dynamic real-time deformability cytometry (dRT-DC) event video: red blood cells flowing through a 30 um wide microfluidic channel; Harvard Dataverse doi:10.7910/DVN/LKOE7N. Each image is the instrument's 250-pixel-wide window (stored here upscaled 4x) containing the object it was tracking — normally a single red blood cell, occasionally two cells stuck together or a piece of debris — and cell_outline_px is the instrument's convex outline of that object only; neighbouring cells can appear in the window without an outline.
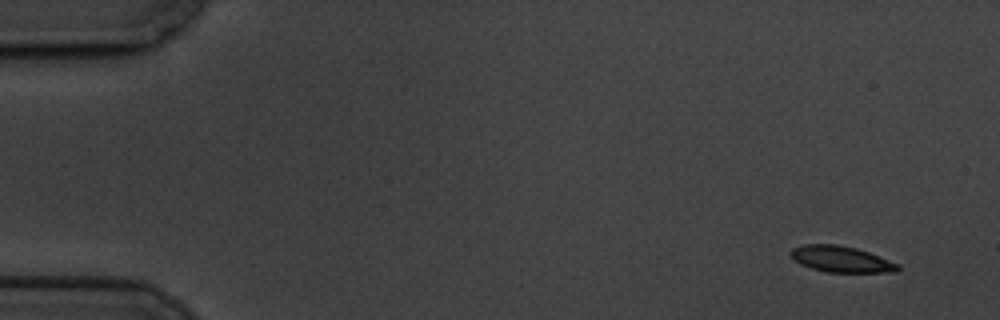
{"species": "common noctule bat (a hibernating species)", "species_latin": "Nyctalus noctula", "temperature_condition": "cold", "stored_images_in_passage": 10, "camera_frame_rate_fps": 3000, "um_per_image_px": 0.085, "animal": {"sex": "male", "body_mass_g": 19.5, "forearm_length_mm": 54.6}, "frame": {"image": 1, "passage_image": 1, "time_ms": 0.0, "image_size_px": [1000, 320], "cell_outline_px": [[900, 268], [896, 272], [828, 272], [812, 268], [800, 264], [788, 252], [792, 248], [804, 244], [836, 244], [856, 248], [868, 252], [900, 264]], "centroid_in_image_um": [71.5, 22.02], "position_along_channel_um": 13.5, "area_um2": 16.24}}
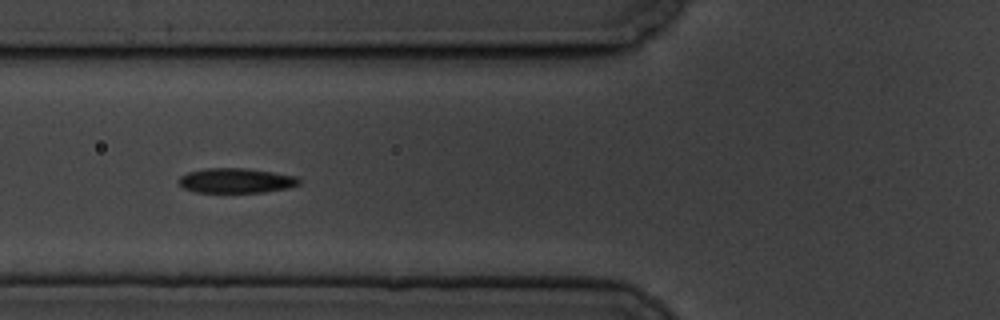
{"frame": {"image": 2, "passage_image": 6, "time_ms": 6.333, "image_size_px": [1000, 320], "cell_outline_px": [[300, 184], [288, 188], [264, 192], [196, 192], [184, 188], [176, 180], [180, 176], [188, 172], [208, 168], [244, 168], [300, 176]], "centroid_in_image_um": [20.09, 15.35], "position_along_channel_um": 105.7, "area_um2": 17.46}}
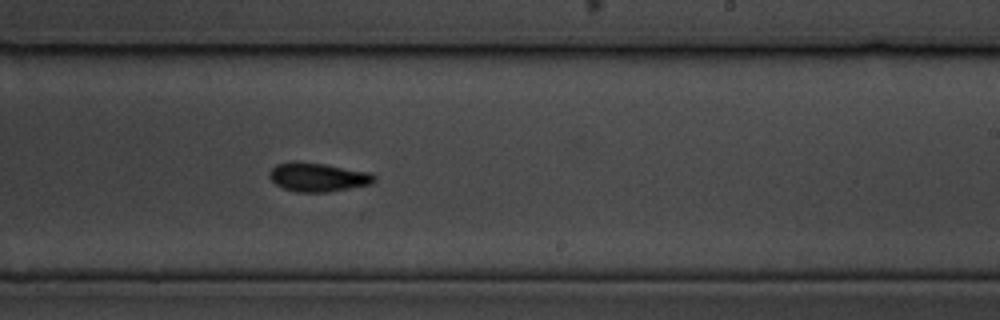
{"frame": {"image": 3, "passage_image": 10, "time_ms": 11.0, "image_size_px": [1000, 320], "cell_outline_px": [[376, 180], [372, 184], [328, 192], [296, 192], [284, 188], [276, 184], [268, 176], [268, 172], [276, 164], [292, 160], [300, 160], [372, 172], [376, 176]], "centroid_in_image_um": [27.02, 15.04], "position_along_channel_um": 262.0, "area_um2": 17.98}}